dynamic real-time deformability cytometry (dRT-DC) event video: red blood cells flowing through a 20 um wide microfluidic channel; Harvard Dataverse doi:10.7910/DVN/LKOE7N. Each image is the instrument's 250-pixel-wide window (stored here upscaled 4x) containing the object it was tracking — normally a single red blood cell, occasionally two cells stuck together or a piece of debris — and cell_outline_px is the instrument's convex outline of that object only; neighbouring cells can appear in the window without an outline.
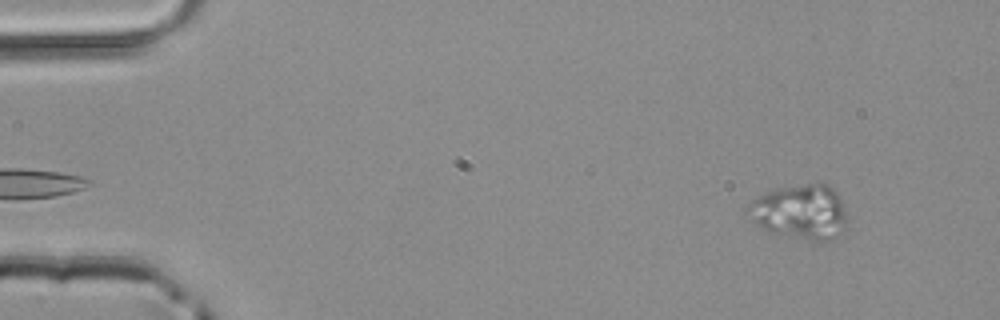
{"species": "common noctule bat (a hibernating species)", "species_latin": "Nyctalus noctula", "temperature_condition": "room temperature", "stored_images_in_passage": 48, "camera_frame_rate_fps": 3000, "um_per_image_px": 0.085, "animal": {"sex": "male", "body_mass_g": 20.4}, "frame": {"image": 1, "passage_image": 2, "time_ms": 0.333, "image_size_px": [1000, 320], "cell_outline_px": [[848, 228], [824, 244], [768, 232], [756, 224], [744, 212], [744, 208], [752, 200], [764, 192], [776, 188], [804, 184], [828, 184], [840, 196]], "centroid_in_image_um": [68.0, 18.05], "position_along_channel_um": 17.0, "area_um2": 32.37}}
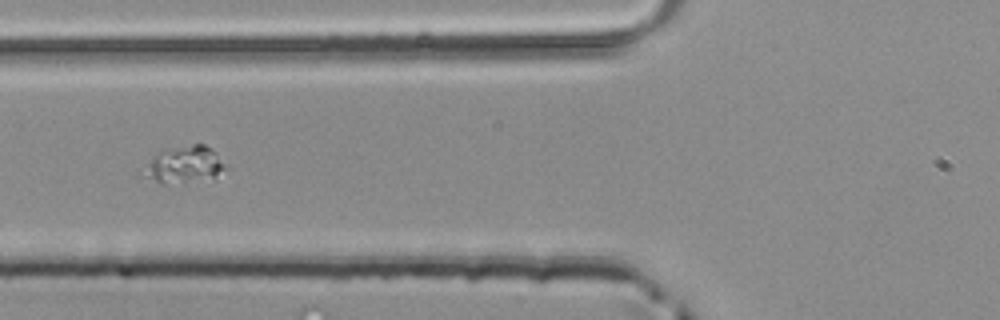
{"frame": {"image": 2, "passage_image": 17, "time_ms": 5.333, "image_size_px": [1000, 320], "cell_outline_px": [[224, 168], [216, 180], [164, 184], [140, 176], [136, 172], [152, 156], [160, 152], [192, 144], [204, 144], [216, 152]], "centroid_in_image_um": [15.57, 14.05], "position_along_channel_um": 110.2, "area_um2": 18.03}}
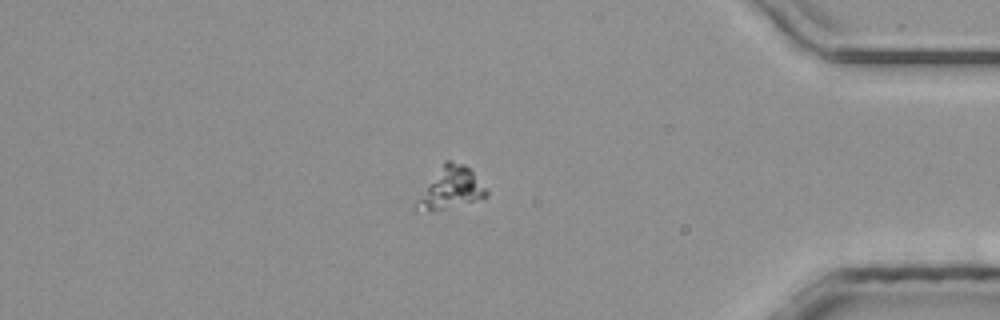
{"frame": {"image": 3, "passage_image": 40, "time_ms": 13.0, "image_size_px": [1000, 320], "cell_outline_px": [[488, 196], [440, 208], [416, 212], [416, 200], [444, 160], [448, 160], [464, 164], [472, 172], [488, 192]], "centroid_in_image_um": [38.28, 15.94], "position_along_channel_um": 396.9, "area_um2": 15.95}}